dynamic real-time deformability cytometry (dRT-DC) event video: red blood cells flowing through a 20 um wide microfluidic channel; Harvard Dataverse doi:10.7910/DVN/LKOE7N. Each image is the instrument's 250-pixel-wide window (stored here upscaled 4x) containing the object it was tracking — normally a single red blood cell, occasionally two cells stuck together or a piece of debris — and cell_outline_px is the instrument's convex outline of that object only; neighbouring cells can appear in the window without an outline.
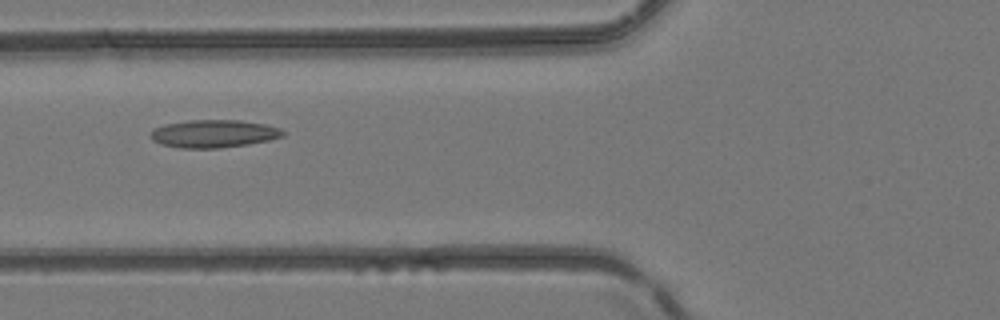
{"species": "common noctule bat (a hibernating species)", "species_latin": "Nyctalus noctula", "temperature_condition": "room temperature", "stored_images_in_passage": 4, "camera_frame_rate_fps": 3000, "um_per_image_px": 0.085, "animal": {"sex": "female", "body_mass_g": 24.6, "forearm_length_mm": 56.2}, "frame": {"image": 1, "passage_image": 4, "time_ms": 1.0, "image_size_px": [1000, 320], "cell_outline_px": [[288, 132], [284, 136], [268, 140], [248, 144], [220, 148], [180, 148], [160, 144], [152, 140], [148, 136], [152, 128], [164, 124], [188, 120], [240, 120], [264, 124], [280, 128]], "centroid_in_image_um": [18.13, 11.36], "position_along_channel_um": 107.7, "area_um2": 21.73}}